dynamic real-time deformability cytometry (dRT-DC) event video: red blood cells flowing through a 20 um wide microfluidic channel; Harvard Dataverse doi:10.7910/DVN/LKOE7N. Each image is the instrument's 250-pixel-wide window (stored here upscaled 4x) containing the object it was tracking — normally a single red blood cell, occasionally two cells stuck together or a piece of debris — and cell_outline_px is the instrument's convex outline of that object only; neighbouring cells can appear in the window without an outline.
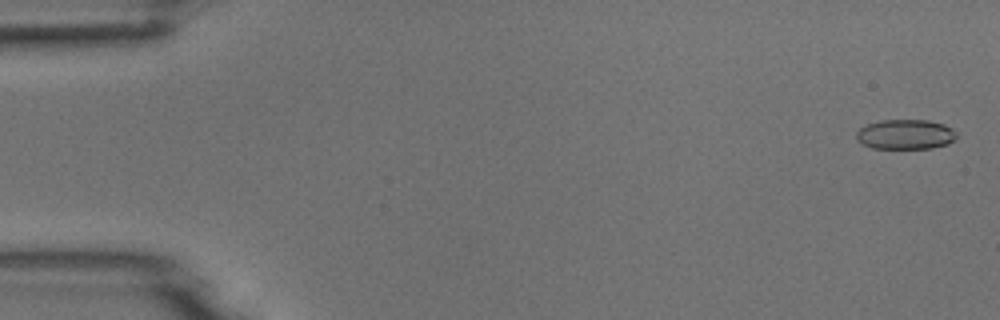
{"species": "common noctule bat (a hibernating species)", "species_latin": "Nyctalus noctula", "temperature_condition": "room temperature", "stored_images_in_passage": 54, "camera_frame_rate_fps": 3000, "um_per_image_px": 0.085, "animal": {"sex": "male", "body_mass_g": 18.8}, "frame": {"image": 1, "passage_image": 2, "time_ms": 0.333, "image_size_px": [1000, 320], "cell_outline_px": [[956, 140], [948, 144], [932, 148], [872, 148], [860, 144], [856, 140], [856, 132], [860, 128], [868, 124], [880, 120], [928, 120], [944, 124], [952, 128], [956, 132]], "centroid_in_image_um": [76.96, 11.42], "position_along_channel_um": 8.0, "area_um2": 17.63}}
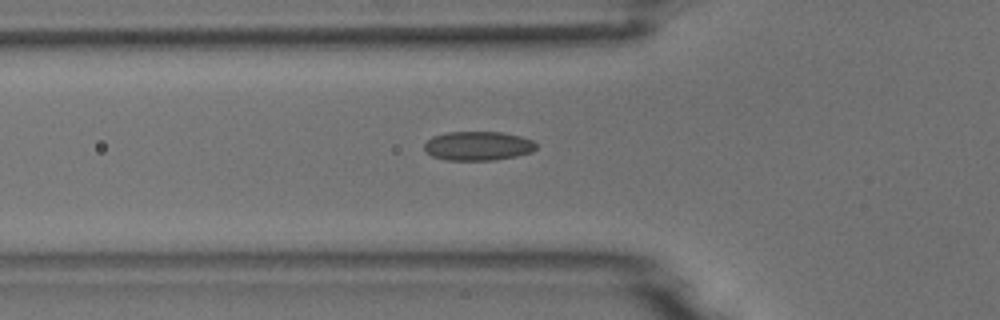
{"frame": {"image": 2, "passage_image": 19, "time_ms": 6.0, "image_size_px": [1000, 320], "cell_outline_px": [[536, 148], [532, 152], [516, 156], [492, 160], [444, 160], [432, 156], [424, 148], [424, 144], [432, 136], [448, 132], [504, 132], [520, 136], [532, 140], [536, 144]], "centroid_in_image_um": [40.63, 12.4], "position_along_channel_um": 85.2, "area_um2": 18.96}}
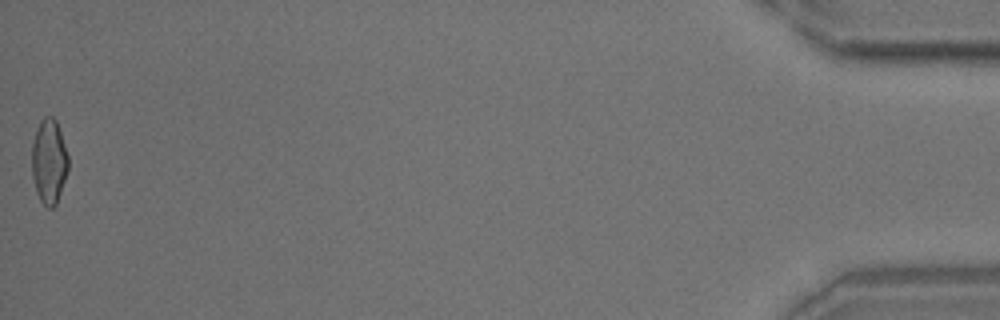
{"frame": {"image": 3, "passage_image": 54, "time_ms": 17.667, "image_size_px": [1000, 320], "cell_outline_px": [[68, 168], [56, 204], [52, 208], [48, 208], [40, 200], [36, 192], [32, 176], [32, 144], [36, 128], [40, 120], [44, 116], [52, 116], [56, 120], [68, 156]], "centroid_in_image_um": [4.14, 13.7], "position_along_channel_um": 431.1, "area_um2": 17.86}}